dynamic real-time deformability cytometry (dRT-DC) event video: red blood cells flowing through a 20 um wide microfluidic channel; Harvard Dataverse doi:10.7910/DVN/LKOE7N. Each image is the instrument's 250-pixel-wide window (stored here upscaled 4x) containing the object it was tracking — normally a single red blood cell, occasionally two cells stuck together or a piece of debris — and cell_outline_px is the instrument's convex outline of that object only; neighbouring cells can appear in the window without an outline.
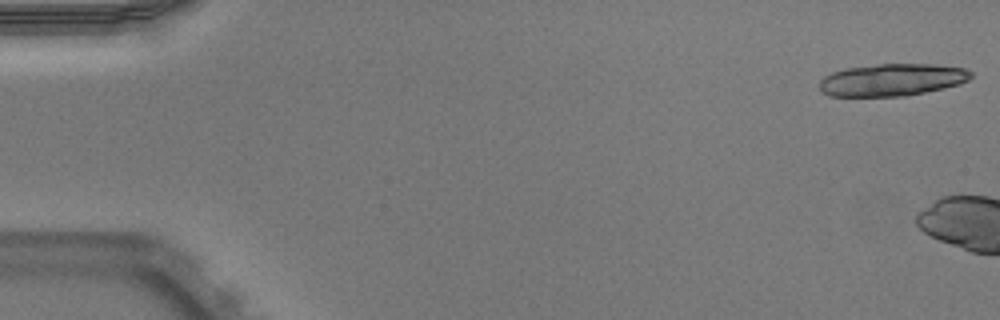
{"species": "Egyptian fruit bat (a non-hibernating species)", "species_latin": "Rousettus aegyptiacus", "temperature_condition": "warm", "stored_images_in_passage": 16, "camera_frame_rate_fps": 3000, "um_per_image_px": 0.085, "animal": {"sex": "male"}, "frame": {"image": 1, "passage_image": 1, "time_ms": 0.0, "image_size_px": [1000, 320], "cell_outline_px": [[972, 76], [968, 80], [960, 84], [944, 88], [904, 96], [828, 96], [820, 92], [820, 80], [824, 76], [832, 72], [844, 68], [876, 64], [932, 64], [964, 68], [972, 72]], "centroid_in_image_um": [75.79, 6.78], "position_along_channel_um": 9.2, "area_um2": 28.61}}